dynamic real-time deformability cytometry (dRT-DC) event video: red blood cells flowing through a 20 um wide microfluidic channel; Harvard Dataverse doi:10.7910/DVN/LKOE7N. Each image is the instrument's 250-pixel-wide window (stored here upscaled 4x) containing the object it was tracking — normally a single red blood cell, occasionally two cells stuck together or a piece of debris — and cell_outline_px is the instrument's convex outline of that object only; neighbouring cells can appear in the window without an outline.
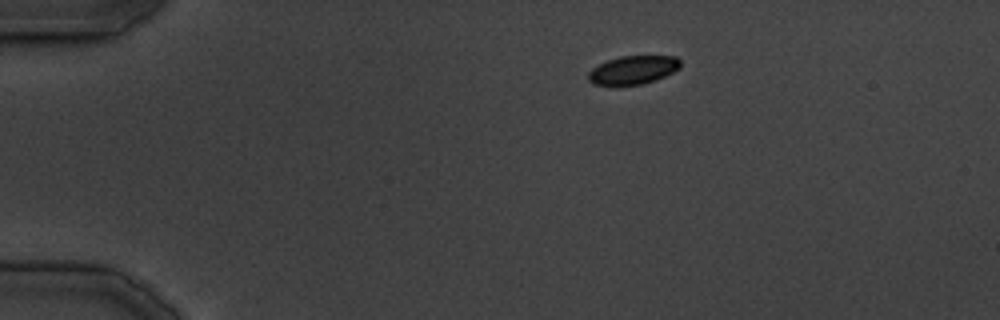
{"species": "common noctule bat (a hibernating species)", "species_latin": "Nyctalus noctula", "temperature_condition": "cold", "stored_images_in_passage": 33, "camera_frame_rate_fps": 3000, "um_per_image_px": 0.085, "animal": {"sex": "male", "body_mass_g": 19.5, "forearm_length_mm": 54.6}, "frame": {"image": 1, "passage_image": 1, "time_ms": 0.0, "image_size_px": [1000, 320], "cell_outline_px": [[680, 68], [656, 80], [640, 84], [616, 88], [592, 84], [588, 80], [588, 72], [592, 68], [608, 60], [620, 56], [676, 56], [680, 60]], "centroid_in_image_um": [53.75, 5.99], "position_along_channel_um": 31.2, "area_um2": 15.72}}
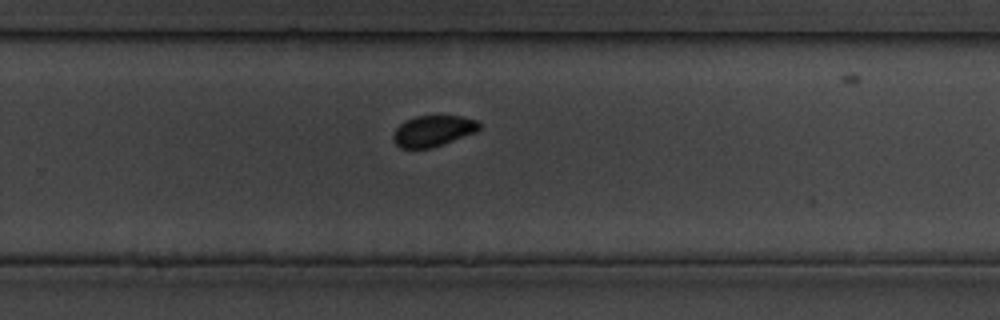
{"frame": {"image": 2, "passage_image": 20, "time_ms": 22.667, "image_size_px": [1000, 320], "cell_outline_px": [[480, 128], [476, 132], [444, 144], [432, 148], [400, 148], [392, 140], [392, 136], [396, 128], [400, 124], [416, 116], [460, 116], [476, 120], [480, 124]], "centroid_in_image_um": [36.8, 11.14], "position_along_channel_um": 293.0, "area_um2": 15.49}}
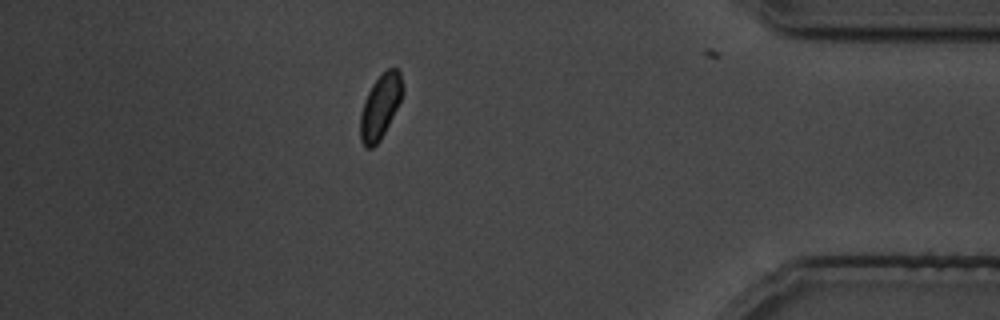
{"frame": {"image": 3, "passage_image": 28, "time_ms": 32.667, "image_size_px": [1000, 320], "cell_outline_px": [[404, 92], [380, 140], [372, 148], [364, 148], [360, 140], [360, 112], [364, 100], [372, 84], [388, 68], [396, 68], [400, 72], [404, 88]], "centroid_in_image_um": [32.31, 9.06], "position_along_channel_um": 402.9, "area_um2": 15.72}}